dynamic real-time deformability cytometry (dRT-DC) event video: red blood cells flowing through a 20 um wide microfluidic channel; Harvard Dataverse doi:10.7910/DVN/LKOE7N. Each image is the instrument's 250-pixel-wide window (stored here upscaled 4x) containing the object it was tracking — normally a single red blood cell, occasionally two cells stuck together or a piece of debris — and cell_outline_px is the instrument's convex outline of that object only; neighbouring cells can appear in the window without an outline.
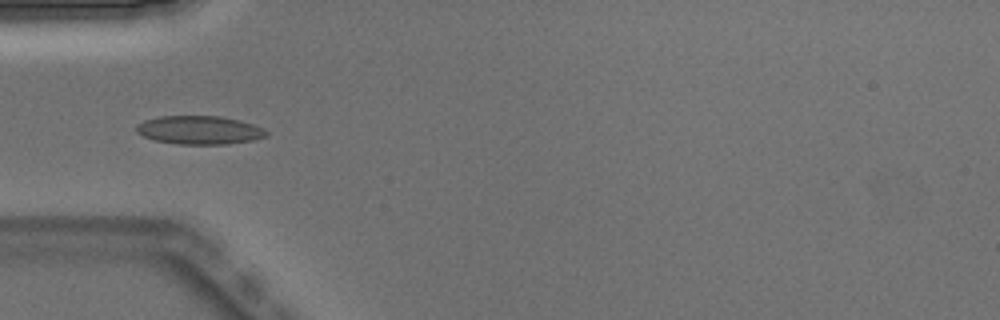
{"species": "Egyptian fruit bat (a non-hibernating species)", "species_latin": "Rousettus aegyptiacus", "temperature_condition": "warm", "stored_images_in_passage": 3, "camera_frame_rate_fps": 3000, "um_per_image_px": 0.085, "animal": {"sex": "male"}, "frame": {"image": 1, "passage_image": 3, "time_ms": 0.667, "image_size_px": [1000, 320], "cell_outline_px": [[268, 136], [256, 140], [228, 144], [176, 144], [156, 140], [144, 136], [136, 132], [136, 124], [144, 120], [160, 116], [220, 116], [240, 120], [264, 128], [268, 132]], "centroid_in_image_um": [16.98, 11.06], "position_along_channel_um": 68.0, "area_um2": 21.73}}